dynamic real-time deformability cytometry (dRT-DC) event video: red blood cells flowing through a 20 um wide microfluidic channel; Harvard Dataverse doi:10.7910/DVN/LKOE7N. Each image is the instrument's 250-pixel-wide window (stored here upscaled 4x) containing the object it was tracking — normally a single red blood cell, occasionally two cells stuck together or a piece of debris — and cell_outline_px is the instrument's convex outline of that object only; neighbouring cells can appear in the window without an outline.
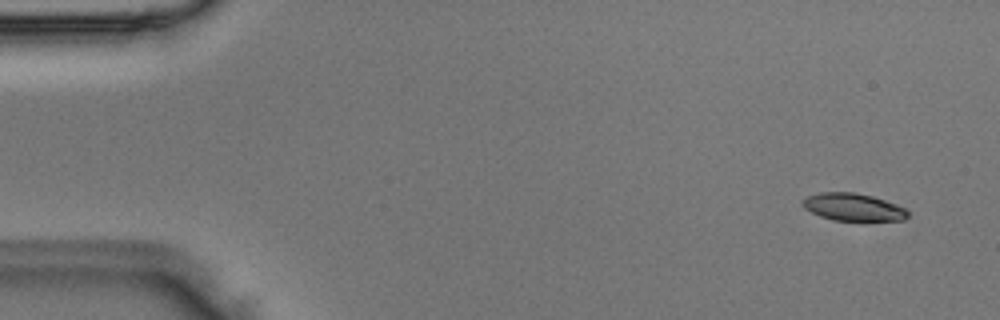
{"species": "Egyptian fruit bat (a non-hibernating species)", "species_latin": "Rousettus aegyptiacus", "temperature_condition": "room temperature", "stored_images_in_passage": 4, "camera_frame_rate_fps": 3000, "um_per_image_px": 0.085, "animal": {"sex": "male"}, "frame": {"image": 1, "passage_image": 1, "time_ms": 0.0, "image_size_px": [1000, 320], "cell_outline_px": [[908, 216], [904, 220], [832, 220], [820, 216], [804, 208], [800, 204], [800, 200], [808, 196], [820, 192], [852, 192], [872, 196], [896, 204], [904, 208], [908, 212]], "centroid_in_image_um": [72.47, 17.59], "position_along_channel_um": 12.5, "area_um2": 16.76}}
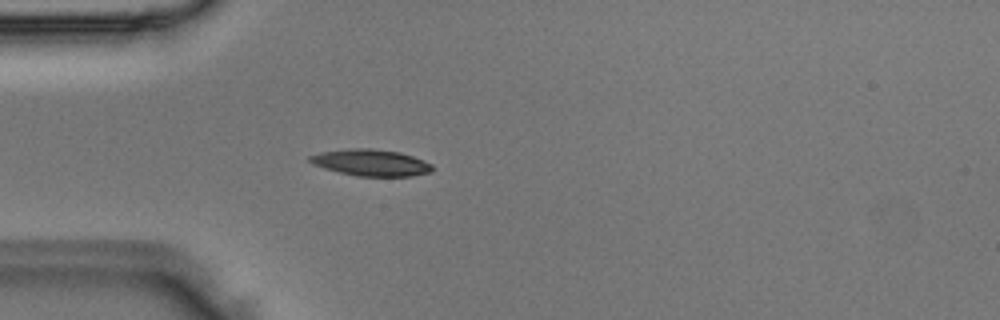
{"frame": {"image": 2, "passage_image": 4, "time_ms": 1.0, "image_size_px": [1000, 320], "cell_outline_px": [[432, 172], [412, 176], [356, 176], [324, 168], [312, 164], [308, 160], [308, 156], [320, 152], [352, 148], [368, 148], [400, 152], [412, 156], [432, 164]], "centroid_in_image_um": [31.51, 13.82], "position_along_channel_um": 53.5, "area_um2": 18.9}}